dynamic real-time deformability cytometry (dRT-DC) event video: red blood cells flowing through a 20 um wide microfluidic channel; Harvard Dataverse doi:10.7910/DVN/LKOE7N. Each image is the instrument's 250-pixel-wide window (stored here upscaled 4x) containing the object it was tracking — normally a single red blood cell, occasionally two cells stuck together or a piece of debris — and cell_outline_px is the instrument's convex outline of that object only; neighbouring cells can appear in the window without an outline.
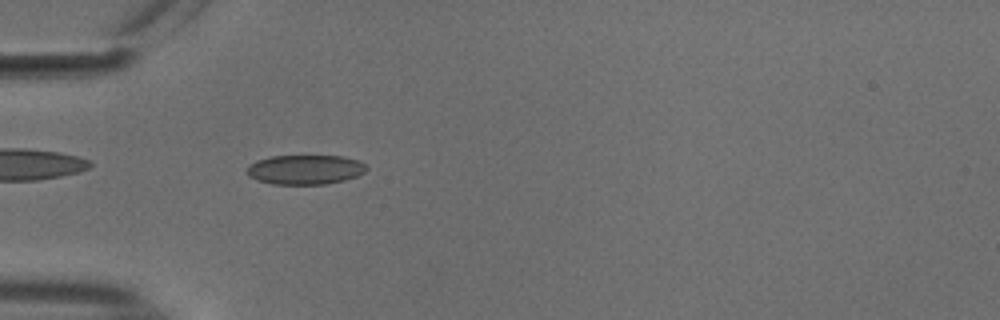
{"species": "common noctule bat (a hibernating species)", "species_latin": "Nyctalus noctula", "temperature_condition": "cold", "stored_images_in_passage": 40, "camera_frame_rate_fps": 3000, "um_per_image_px": 0.085, "animal": {"sex": "male", "body_mass_g": 18.8}, "frame": {"image": 1, "passage_image": 3, "time_ms": 0.667, "image_size_px": [1000, 320], "cell_outline_px": [[368, 168], [364, 172], [356, 176], [344, 180], [324, 184], [272, 184], [256, 180], [248, 176], [248, 164], [256, 160], [272, 156], [344, 156], [356, 160], [364, 164]], "centroid_in_image_um": [25.91, 14.41], "position_along_channel_um": 59.1, "area_um2": 20.52}}
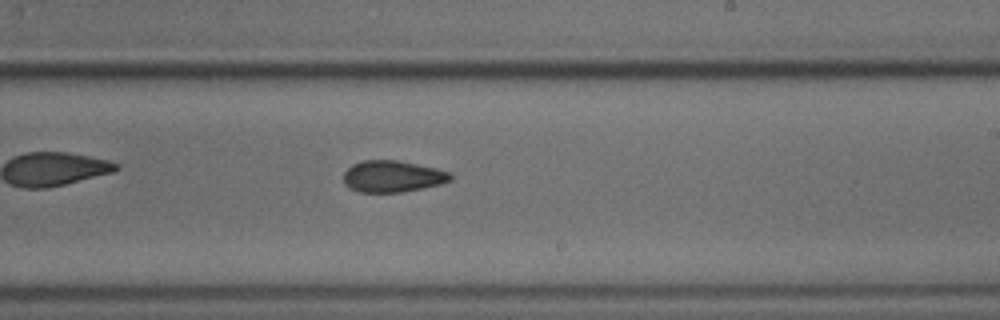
{"frame": {"image": 2, "passage_image": 19, "time_ms": 6.0, "image_size_px": [1000, 320], "cell_outline_px": [[452, 180], [440, 184], [424, 188], [400, 192], [360, 192], [348, 188], [344, 184], [344, 172], [352, 164], [364, 160], [396, 160], [436, 168], [452, 172]], "centroid_in_image_um": [33.37, 14.99], "position_along_channel_um": 255.6, "area_um2": 19.77}}
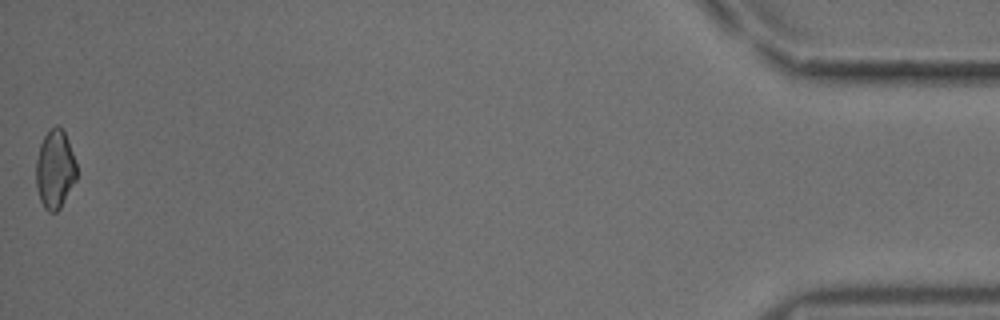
{"frame": {"image": 3, "passage_image": 40, "time_ms": 13.0, "image_size_px": [1000, 320], "cell_outline_px": [[76, 180], [60, 208], [56, 212], [48, 212], [44, 208], [40, 200], [36, 184], [36, 160], [40, 144], [44, 136], [56, 124], [64, 132], [68, 140], [76, 164]], "centroid_in_image_um": [4.66, 14.41], "position_along_channel_um": 430.5, "area_um2": 18.44}, "authors_computed_cell_mechanics": {"area_um2": 19.4786, "velocity_mm_per_s": 3.7689, "shape_relaxation_time_tau1_ms": 7.1526, "shape_relaxation_time_tau2_ms": 4.2028, "deformation_change_tau1": 0.1076, "deformation_change_tau2": 0.0796}}